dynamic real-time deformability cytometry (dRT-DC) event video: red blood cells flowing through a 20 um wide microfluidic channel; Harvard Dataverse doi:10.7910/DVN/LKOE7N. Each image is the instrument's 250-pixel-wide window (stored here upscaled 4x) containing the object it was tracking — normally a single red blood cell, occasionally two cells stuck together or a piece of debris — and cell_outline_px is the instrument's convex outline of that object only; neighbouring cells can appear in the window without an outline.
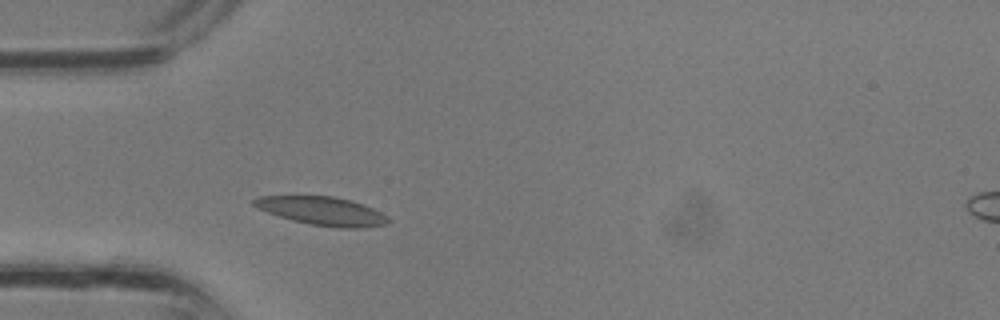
{"species": "common noctule bat (a hibernating species)", "species_latin": "Nyctalus noctula", "temperature_condition": "room temperature", "stored_images_in_passage": 21, "camera_frame_rate_fps": 3000, "um_per_image_px": 0.085, "animal": {"sex": "male", "body_mass_g": 13.3}, "frame": {"image": 1, "passage_image": 2, "time_ms": 0.333, "image_size_px": [1000, 320], "cell_outline_px": [[392, 220], [384, 224], [364, 228], [340, 228], [312, 224], [292, 220], [268, 212], [252, 204], [252, 200], [260, 196], [336, 196], [352, 200], [364, 204], [388, 216]], "centroid_in_image_um": [27.44, 17.93], "position_along_channel_um": 57.6, "area_um2": 22.14}}
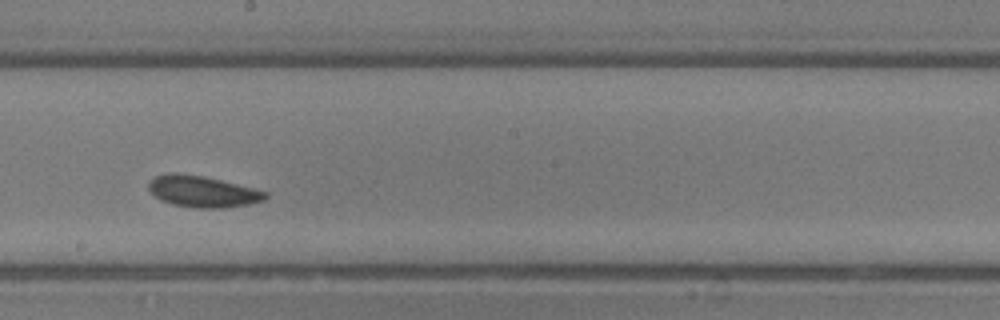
{"frame": {"image": 2, "passage_image": 11, "time_ms": 3.333, "image_size_px": [1000, 320], "cell_outline_px": [[268, 196], [264, 200], [248, 204], [224, 208], [196, 208], [172, 204], [160, 200], [148, 188], [148, 184], [156, 176], [168, 172], [176, 172], [204, 176], [268, 192]], "centroid_in_image_um": [17.21, 16.28], "position_along_channel_um": 231.0, "area_um2": 21.21}}
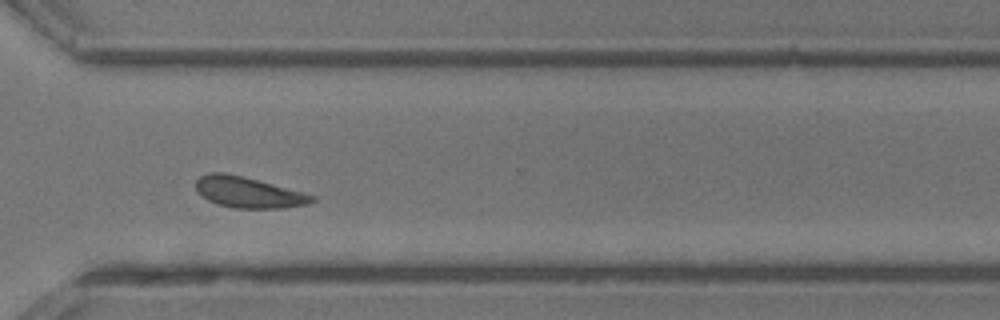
{"frame": {"image": 3, "passage_image": 17, "time_ms": 5.333, "image_size_px": [1000, 320], "cell_outline_px": [[316, 200], [308, 204], [284, 208], [232, 208], [216, 204], [200, 196], [196, 188], [196, 180], [200, 176], [208, 172], [224, 172], [304, 192], [316, 196]], "centroid_in_image_um": [21.09, 16.36], "position_along_channel_um": 349.5, "area_um2": 20.92}}